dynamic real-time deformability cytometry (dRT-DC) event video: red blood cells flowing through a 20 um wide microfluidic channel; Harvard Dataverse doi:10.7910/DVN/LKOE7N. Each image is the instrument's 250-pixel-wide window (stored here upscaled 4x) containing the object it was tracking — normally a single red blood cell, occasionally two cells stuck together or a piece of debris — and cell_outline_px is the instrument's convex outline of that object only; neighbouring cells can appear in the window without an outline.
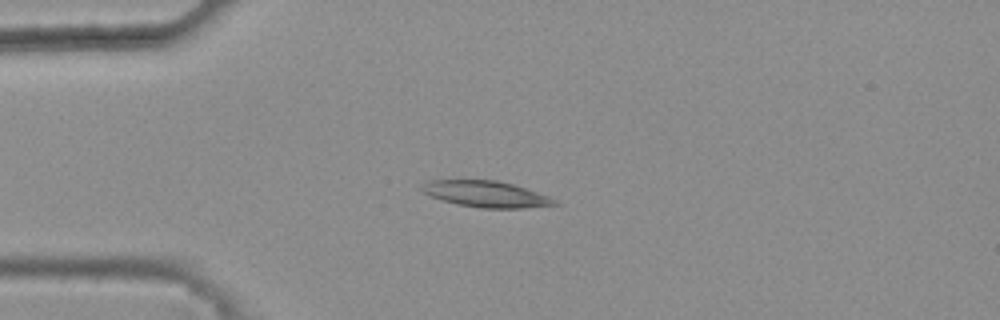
{"species": "common noctule bat (a hibernating species)", "species_latin": "Nyctalus noctula", "temperature_condition": "warm", "stored_images_in_passage": 4, "camera_frame_rate_fps": 3000, "um_per_image_px": 0.085, "animal": {"sex": "female", "body_mass_g": 25.1}, "frame": {"image": 1, "passage_image": 2, "time_ms": 0.333, "image_size_px": [1000, 320], "cell_outline_px": [[560, 204], [520, 208], [480, 208], [456, 204], [440, 200], [424, 192], [420, 188], [424, 184], [432, 180], [496, 180], [512, 184], [548, 196], [556, 200]], "centroid_in_image_um": [41.3, 16.5], "position_along_channel_um": 43.7, "area_um2": 20.0}}
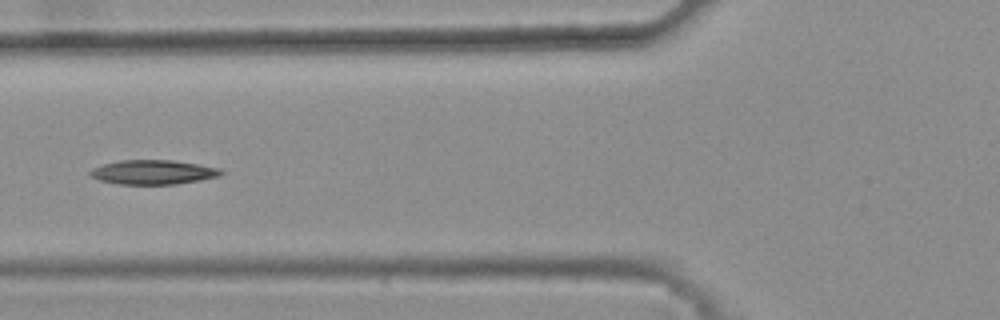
{"frame": {"image": 2, "passage_image": 4, "time_ms": 1.0, "image_size_px": [1000, 320], "cell_outline_px": [[224, 172], [220, 176], [200, 180], [176, 184], [120, 184], [100, 180], [88, 176], [88, 172], [92, 168], [104, 164], [120, 160], [172, 160], [200, 164], [220, 168]], "centroid_in_image_um": [13.02, 14.63], "position_along_channel_um": 112.8, "area_um2": 18.67}}